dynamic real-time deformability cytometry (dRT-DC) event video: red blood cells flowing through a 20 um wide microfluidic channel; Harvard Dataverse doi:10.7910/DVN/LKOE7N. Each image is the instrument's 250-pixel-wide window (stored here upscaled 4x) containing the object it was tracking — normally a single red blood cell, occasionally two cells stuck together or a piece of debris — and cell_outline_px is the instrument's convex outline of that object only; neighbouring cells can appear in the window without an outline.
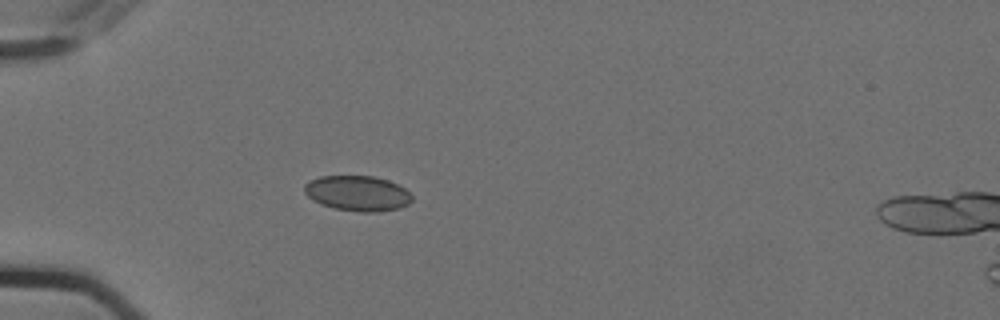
{"species": "Egyptian fruit bat (a non-hibernating species)", "species_latin": "Rousettus aegyptiacus", "temperature_condition": "cold", "stored_images_in_passage": 4, "camera_frame_rate_fps": 3000, "um_per_image_px": 0.085, "animal": {"sex": "female"}, "frame": {"image": 1, "passage_image": 3, "time_ms": 0.667, "image_size_px": [1000, 320], "cell_outline_px": [[412, 200], [408, 204], [400, 208], [376, 212], [360, 212], [332, 208], [320, 204], [308, 196], [304, 192], [304, 184], [308, 180], [320, 176], [372, 176], [388, 180], [404, 188], [412, 196]], "centroid_in_image_um": [30.36, 16.43], "position_along_channel_um": 54.6, "area_um2": 22.2}}